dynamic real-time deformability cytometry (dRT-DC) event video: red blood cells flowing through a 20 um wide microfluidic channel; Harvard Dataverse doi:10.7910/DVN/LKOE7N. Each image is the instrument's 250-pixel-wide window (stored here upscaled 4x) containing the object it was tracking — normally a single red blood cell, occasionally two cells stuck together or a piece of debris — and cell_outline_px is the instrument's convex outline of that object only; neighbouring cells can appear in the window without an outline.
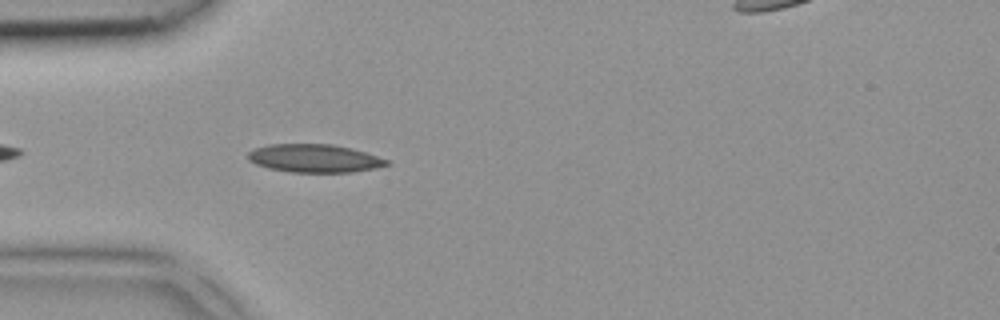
{"species": "common noctule bat (a hibernating species)", "species_latin": "Nyctalus noctula", "temperature_condition": "room temperature", "stored_images_in_passage": 4, "camera_frame_rate_fps": 3000, "um_per_image_px": 0.085, "animal": {"sex": "female", "body_mass_g": 18.4}, "frame": {"image": 1, "passage_image": 4, "time_ms": 1.0, "image_size_px": [1000, 320], "cell_outline_px": [[392, 164], [352, 172], [288, 172], [268, 168], [256, 164], [248, 160], [248, 152], [256, 148], [268, 144], [332, 144], [352, 148], [388, 160]], "centroid_in_image_um": [26.7, 13.45], "position_along_channel_um": 58.3, "area_um2": 22.66}}